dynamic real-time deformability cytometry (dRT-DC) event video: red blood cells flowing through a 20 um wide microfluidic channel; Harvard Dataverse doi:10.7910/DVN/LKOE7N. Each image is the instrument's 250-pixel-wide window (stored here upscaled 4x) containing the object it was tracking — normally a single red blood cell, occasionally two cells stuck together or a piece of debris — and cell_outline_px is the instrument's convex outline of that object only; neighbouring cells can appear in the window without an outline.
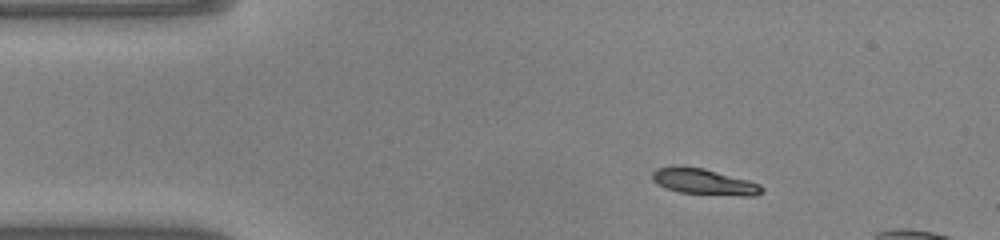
{"species": "common noctule bat (a hibernating species)", "species_latin": "Nyctalus noctula", "temperature_condition": "warm", "stored_images_in_passage": 8, "camera_frame_rate_fps": 3000, "um_per_image_px": 0.085, "animal": {"sex": "male", "body_mass_g": 20.0, "forearm_length_mm": 53.3}, "frame": {"image": 1, "passage_image": 1, "time_ms": 0.0, "image_size_px": [1000, 240], "cell_outline_px": [[764, 192], [756, 196], [740, 196], [680, 192], [668, 188], [652, 180], [652, 172], [656, 168], [704, 168], [748, 180], [760, 184], [764, 188]], "centroid_in_image_um": [59.95, 15.48], "position_along_channel_um": 25.0, "area_um2": 16.07}}